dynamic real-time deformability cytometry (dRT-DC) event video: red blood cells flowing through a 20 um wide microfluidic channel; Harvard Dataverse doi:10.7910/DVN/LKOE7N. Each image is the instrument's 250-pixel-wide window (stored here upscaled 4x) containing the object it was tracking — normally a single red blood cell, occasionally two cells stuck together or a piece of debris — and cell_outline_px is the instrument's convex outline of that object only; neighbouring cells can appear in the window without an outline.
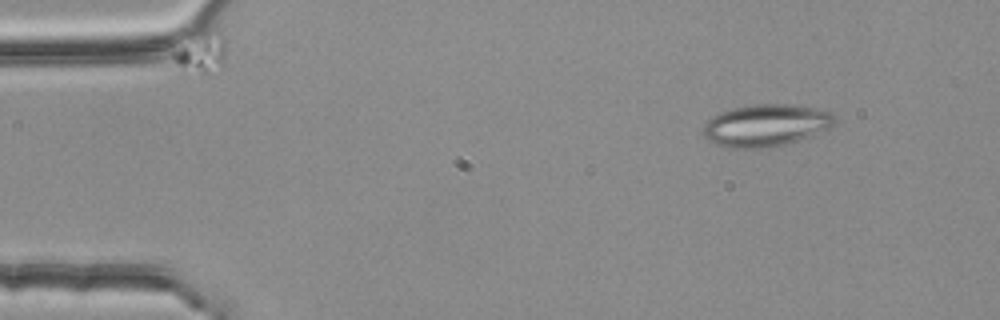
{"species": "common noctule bat (a hibernating species)", "species_latin": "Nyctalus noctula", "temperature_condition": "room temperature", "stored_images_in_passage": 51, "camera_frame_rate_fps": 3000, "um_per_image_px": 0.085, "animal": {"sex": "female", "body_mass_g": 25.1}, "frame": {"image": 1, "passage_image": 3, "time_ms": 0.667, "image_size_px": [1000, 320], "cell_outline_px": [[836, 124], [828, 128], [808, 136], [784, 144], [768, 148], [732, 148], [716, 144], [708, 140], [704, 136], [704, 124], [712, 116], [720, 112], [732, 108], [748, 104], [792, 104], [816, 108], [832, 112], [836, 116]], "centroid_in_image_um": [65.1, 10.63], "position_along_channel_um": 19.9, "area_um2": 32.31}}
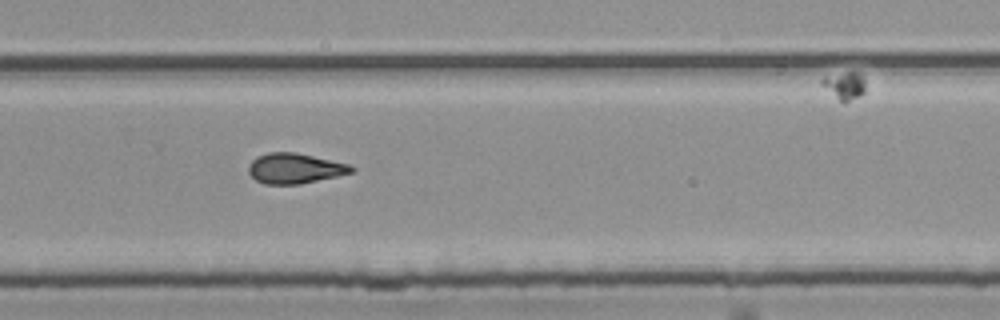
{"frame": {"image": 2, "passage_image": 33, "time_ms": 10.667, "image_size_px": [1000, 320], "cell_outline_px": [[356, 168], [352, 172], [336, 176], [300, 184], [264, 184], [256, 180], [248, 172], [248, 164], [256, 156], [268, 152], [296, 152], [348, 164]], "centroid_in_image_um": [25.02, 14.3], "position_along_channel_um": 304.8, "area_um2": 18.09}}
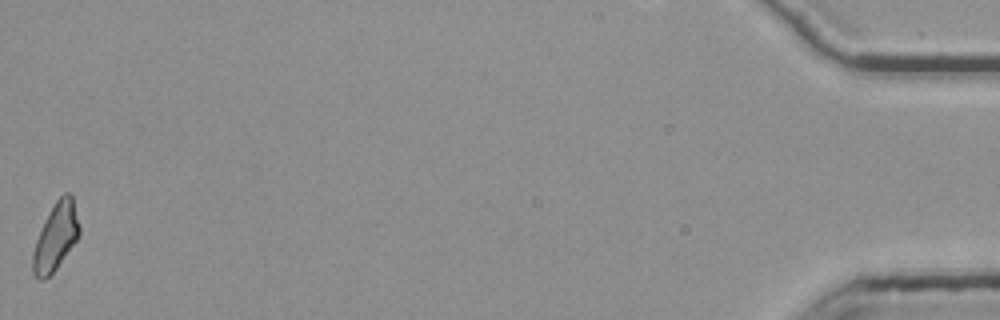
{"frame": {"image": 3, "passage_image": 51, "time_ms": 16.667, "image_size_px": [1000, 320], "cell_outline_px": [[80, 236], [56, 268], [44, 280], [36, 280], [32, 272], [32, 252], [36, 240], [56, 200], [64, 192], [68, 192], [72, 196], [80, 224]], "centroid_in_image_um": [4.74, 20.16], "position_along_channel_um": 430.5, "area_um2": 18.09}, "authors_computed_cell_mechanics": {"area_um2": 18.496, "velocity_mm_per_s": 3.7786, "shape_relaxation_time_tau1_ms": null, "shape_relaxation_time_tau2_ms": 4.0754, "deformation_change_tau1": null, "deformation_change_tau2": 0.1208}}